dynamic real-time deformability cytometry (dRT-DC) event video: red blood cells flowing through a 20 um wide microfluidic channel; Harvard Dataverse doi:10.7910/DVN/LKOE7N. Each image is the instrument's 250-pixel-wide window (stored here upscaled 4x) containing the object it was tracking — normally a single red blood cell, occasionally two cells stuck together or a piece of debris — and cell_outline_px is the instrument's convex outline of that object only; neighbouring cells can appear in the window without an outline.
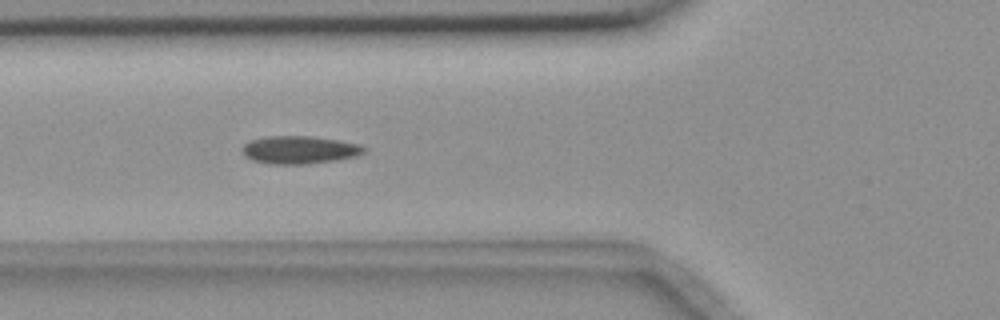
{"species": "common noctule bat (a hibernating species)", "species_latin": "Nyctalus noctula", "temperature_condition": "room temperature", "stored_images_in_passage": 6, "camera_frame_rate_fps": 3000, "um_per_image_px": 0.085, "animal": {"sex": "female", "body_mass_g": 18.4}, "frame": {"image": 1, "passage_image": 5, "time_ms": 5.333, "image_size_px": [1000, 320], "cell_outline_px": [[368, 148], [364, 152], [356, 156], [336, 160], [304, 164], [268, 164], [252, 160], [244, 156], [240, 152], [240, 148], [248, 140], [268, 136], [308, 136], [340, 140], [360, 144]], "centroid_in_image_um": [25.41, 12.73], "position_along_channel_um": 100.4, "area_um2": 20.06}}
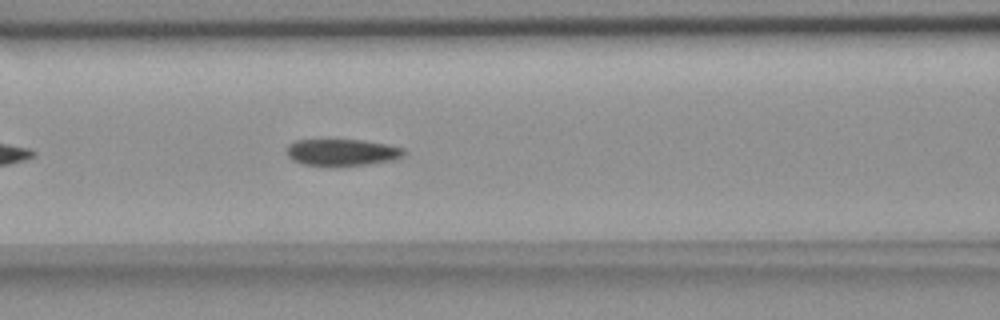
{"frame": {"image": 2, "passage_image": 6, "time_ms": 6.333, "image_size_px": [1000, 320], "cell_outline_px": [[408, 152], [404, 156], [392, 160], [368, 164], [336, 168], [328, 168], [304, 164], [292, 160], [288, 156], [288, 144], [296, 140], [360, 140], [384, 144], [404, 148]], "centroid_in_image_um": [29.07, 12.99], "position_along_channel_um": 137.5, "area_um2": 18.73}}